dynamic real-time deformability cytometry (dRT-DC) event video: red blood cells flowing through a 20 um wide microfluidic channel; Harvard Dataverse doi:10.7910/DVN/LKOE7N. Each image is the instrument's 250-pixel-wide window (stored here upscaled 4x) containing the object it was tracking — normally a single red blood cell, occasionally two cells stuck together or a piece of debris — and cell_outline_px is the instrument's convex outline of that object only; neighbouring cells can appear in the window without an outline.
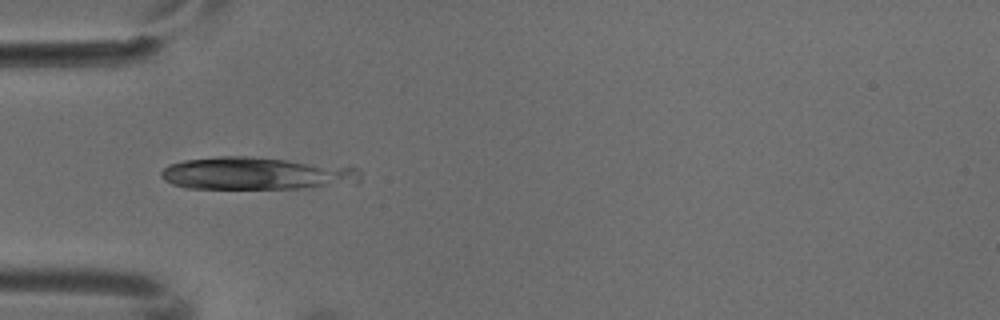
{"species": "common noctule bat (a hibernating species)", "species_latin": "Nyctalus noctula", "temperature_condition": "cold", "stored_images_in_passage": 1, "camera_frame_rate_fps": 3000, "um_per_image_px": 0.085, "animal": {"sex": "male", "body_mass_g": 18.8}, "frame": {"image": 1, "passage_image": 1, "time_ms": 0.0, "image_size_px": [1000, 320], "cell_outline_px": [[360, 180], [356, 184], [300, 188], [188, 188], [172, 184], [164, 180], [160, 176], [160, 172], [168, 164], [184, 160], [220, 156], [244, 156], [288, 160], [360, 168]], "centroid_in_image_um": [21.78, 14.75], "position_along_channel_um": 63.2, "area_um2": 37.69}}